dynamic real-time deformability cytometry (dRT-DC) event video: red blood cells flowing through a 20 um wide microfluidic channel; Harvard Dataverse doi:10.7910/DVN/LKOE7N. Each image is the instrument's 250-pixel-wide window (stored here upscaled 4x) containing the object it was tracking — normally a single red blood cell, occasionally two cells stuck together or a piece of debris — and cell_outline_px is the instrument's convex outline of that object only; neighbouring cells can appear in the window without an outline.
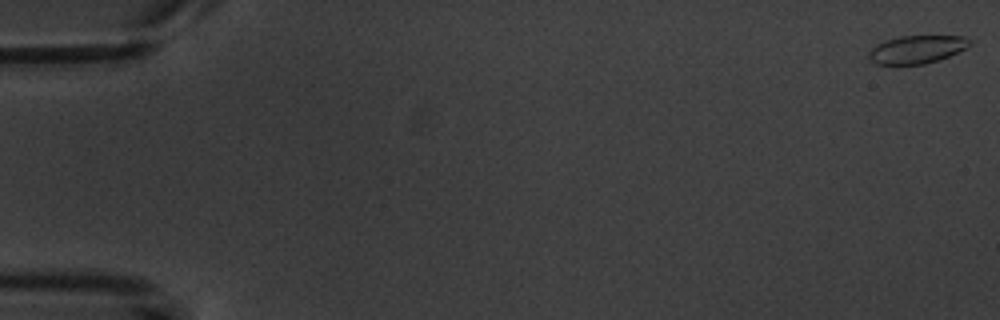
{"species": "common noctule bat (a hibernating species)", "species_latin": "Nyctalus noctula", "temperature_condition": "warm", "stored_images_in_passage": 6, "camera_frame_rate_fps": 3000, "um_per_image_px": 0.085, "animal": {"sex": "male", "body_mass_g": 20.1, "forearm_length_mm": 53.5}, "frame": {"image": 1, "passage_image": 1, "time_ms": 0.0, "image_size_px": [1000, 320], "cell_outline_px": [[972, 44], [940, 60], [924, 64], [876, 64], [868, 56], [868, 52], [876, 44], [884, 40], [900, 36], [964, 36], [972, 40]], "centroid_in_image_um": [77.93, 4.19], "position_along_channel_um": 7.1, "area_um2": 16.42}}
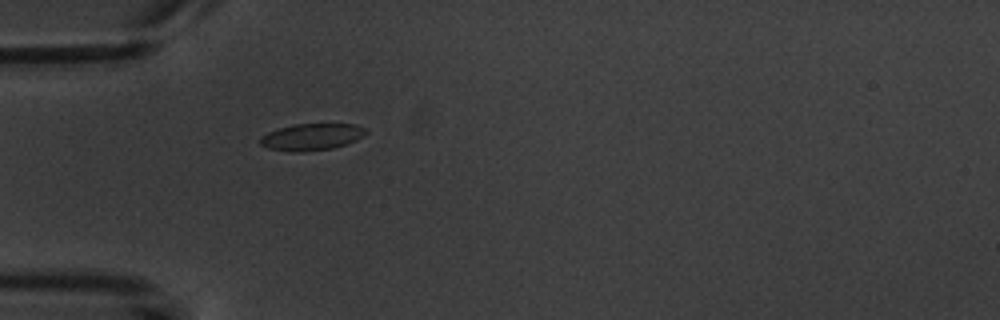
{"frame": {"image": 2, "passage_image": 6, "time_ms": 5.667, "image_size_px": [1000, 320], "cell_outline_px": [[368, 132], [364, 136], [348, 144], [332, 148], [304, 152], [292, 152], [268, 148], [260, 144], [260, 136], [276, 128], [292, 124], [356, 124], [368, 128]], "centroid_in_image_um": [26.51, 11.63], "position_along_channel_um": 58.5, "area_um2": 16.82}}